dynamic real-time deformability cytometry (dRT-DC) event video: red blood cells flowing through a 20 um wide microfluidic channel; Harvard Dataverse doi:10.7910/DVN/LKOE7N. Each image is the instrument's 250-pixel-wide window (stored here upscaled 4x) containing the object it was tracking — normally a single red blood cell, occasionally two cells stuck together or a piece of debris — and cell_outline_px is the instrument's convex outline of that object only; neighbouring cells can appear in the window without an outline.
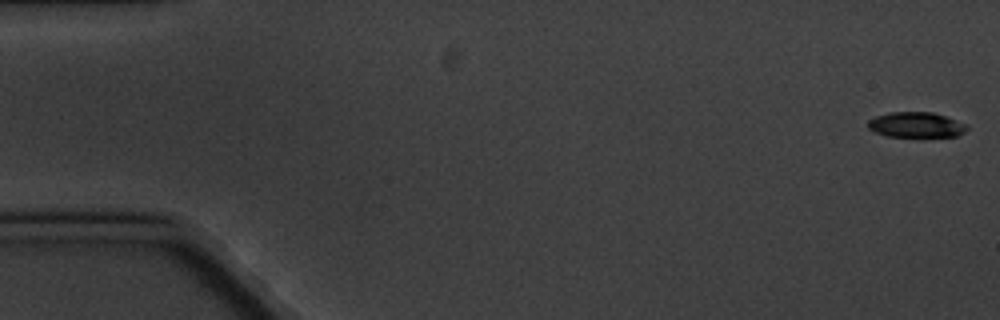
{"species": "common noctule bat (a hibernating species)", "species_latin": "Nyctalus noctula", "temperature_condition": "cold", "stored_images_in_passage": 8, "camera_frame_rate_fps": 3000, "um_per_image_px": 0.085, "animal": {"sex": "male", "body_mass_g": 20.1, "forearm_length_mm": 53.5}, "frame": {"image": 1, "passage_image": 1, "time_ms": 0.0, "image_size_px": [1000, 320], "cell_outline_px": [[968, 128], [964, 132], [956, 136], [888, 136], [876, 132], [868, 128], [868, 120], [876, 116], [892, 112], [932, 112], [968, 124]], "centroid_in_image_um": [77.88, 10.6], "position_along_channel_um": 7.1, "area_um2": 14.39}}